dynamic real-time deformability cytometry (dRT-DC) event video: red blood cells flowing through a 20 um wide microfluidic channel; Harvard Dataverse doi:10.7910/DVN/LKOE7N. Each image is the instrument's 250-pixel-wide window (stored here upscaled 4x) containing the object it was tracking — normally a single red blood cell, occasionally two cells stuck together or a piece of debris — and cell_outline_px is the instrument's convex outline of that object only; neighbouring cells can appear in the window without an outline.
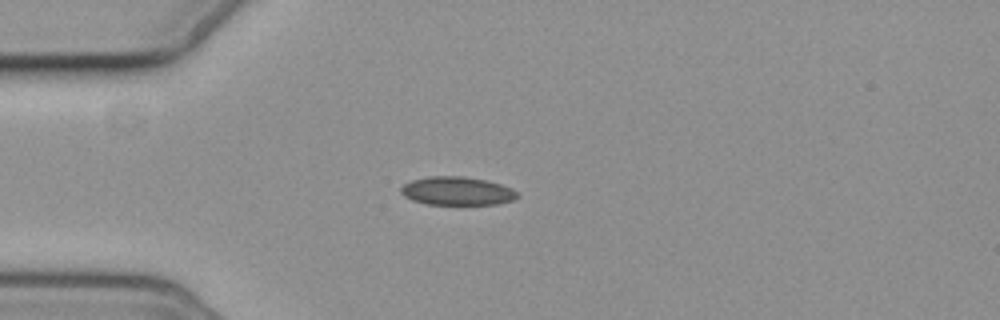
{"species": "common noctule bat (a hibernating species)", "species_latin": "Nyctalus noctula", "temperature_condition": "cold", "stored_images_in_passage": 8, "camera_frame_rate_fps": 3000, "um_per_image_px": 0.085, "animal": {"sex": "female", "body_mass_g": 19.3, "forearm_length_mm": 54.1}, "frame": {"image": 1, "passage_image": 3, "time_ms": 2.333, "image_size_px": [1000, 320], "cell_outline_px": [[520, 196], [512, 200], [496, 204], [428, 204], [412, 200], [404, 196], [400, 192], [400, 188], [404, 184], [412, 180], [428, 176], [464, 176], [484, 180], [500, 184], [512, 188]], "centroid_in_image_um": [38.83, 16.23], "position_along_channel_um": 46.2, "area_um2": 19.19}}
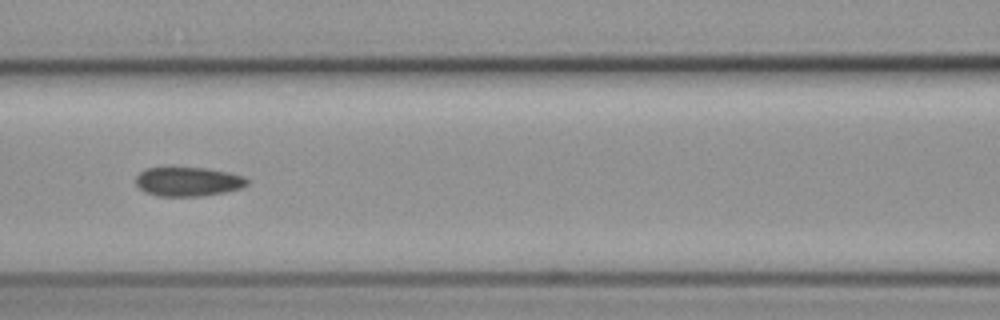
{"frame": {"image": 2, "passage_image": 6, "time_ms": 5.667, "image_size_px": [1000, 320], "cell_outline_px": [[248, 184], [240, 188], [224, 192], [200, 196], [160, 196], [144, 192], [136, 184], [136, 176], [140, 172], [148, 168], [208, 168], [228, 172], [244, 176], [248, 180]], "centroid_in_image_um": [15.99, 15.44], "position_along_channel_um": 150.6, "area_um2": 18.79}}
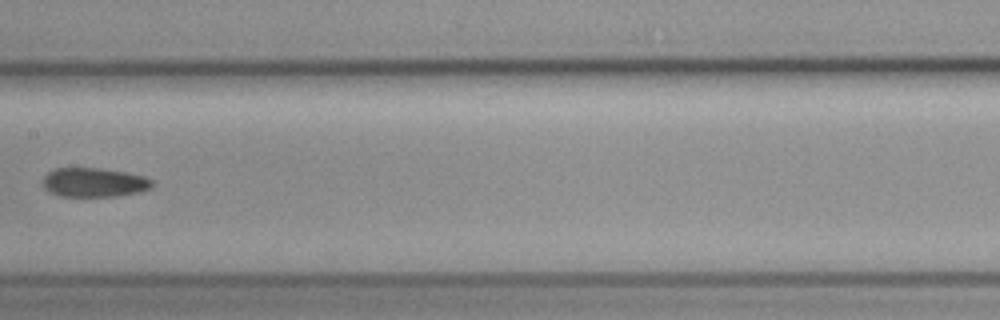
{"frame": {"image": 3, "passage_image": 7, "time_ms": 7.0, "image_size_px": [1000, 320], "cell_outline_px": [[156, 184], [152, 188], [140, 192], [116, 196], [60, 196], [44, 188], [44, 176], [48, 172], [56, 168], [100, 168], [124, 172], [144, 176], [152, 180]], "centroid_in_image_um": [8.05, 15.5], "position_along_channel_um": 199.4, "area_um2": 18.55}}